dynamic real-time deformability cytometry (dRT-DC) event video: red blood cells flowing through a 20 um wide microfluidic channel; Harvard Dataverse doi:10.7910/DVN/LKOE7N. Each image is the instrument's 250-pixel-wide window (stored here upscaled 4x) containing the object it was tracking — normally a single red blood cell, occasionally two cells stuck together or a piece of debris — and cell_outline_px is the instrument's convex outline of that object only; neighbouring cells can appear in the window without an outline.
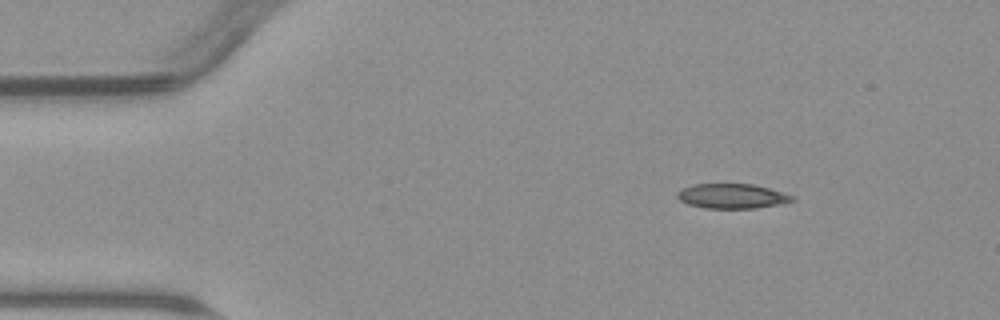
{"species": "common noctule bat (a hibernating species)", "species_latin": "Nyctalus noctula", "temperature_condition": "warm", "stored_images_in_passage": 4, "camera_frame_rate_fps": 3000, "um_per_image_px": 0.085, "animal": {"sex": "male", "body_mass_g": 23.1, "forearm_length_mm": 52.7}, "frame": {"image": 1, "passage_image": 1, "time_ms": 0.0, "image_size_px": [1000, 320], "cell_outline_px": [[796, 200], [780, 204], [756, 208], [704, 208], [688, 204], [680, 200], [676, 196], [676, 192], [692, 184], [752, 184], [768, 188], [796, 196]], "centroid_in_image_um": [62.24, 16.67], "position_along_channel_um": 22.8, "area_um2": 16.59}}
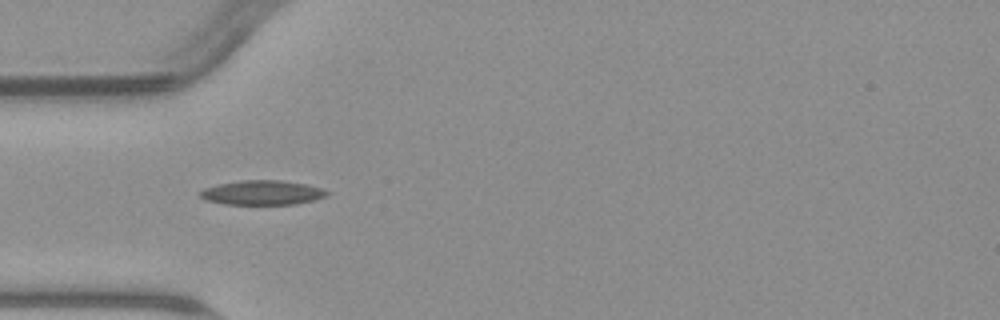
{"frame": {"image": 2, "passage_image": 3, "time_ms": 3.0, "image_size_px": [1000, 320], "cell_outline_px": [[328, 192], [324, 196], [312, 200], [296, 204], [224, 204], [208, 200], [200, 196], [200, 192], [204, 188], [216, 184], [240, 180], [280, 180], [308, 184], [320, 188]], "centroid_in_image_um": [22.26, 16.36], "position_along_channel_um": 62.7, "area_um2": 17.92}}
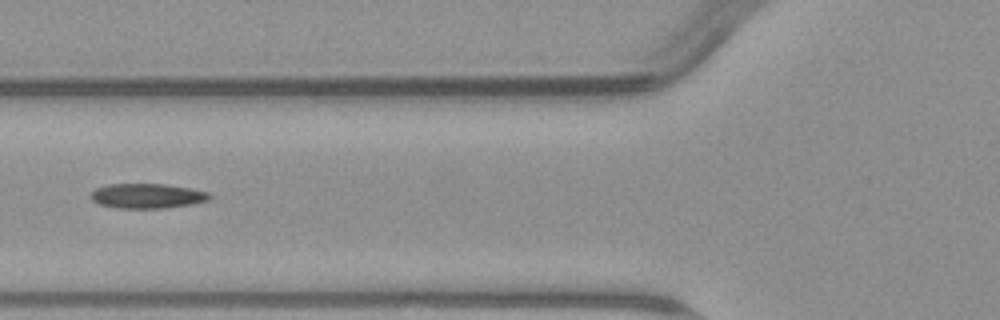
{"frame": {"image": 3, "passage_image": 4, "time_ms": 4.333, "image_size_px": [1000, 320], "cell_outline_px": [[212, 196], [208, 200], [192, 204], [164, 208], [116, 208], [100, 204], [92, 200], [92, 192], [96, 188], [108, 184], [164, 184], [188, 188], [208, 192]], "centroid_in_image_um": [12.51, 16.65], "position_along_channel_um": 113.3, "area_um2": 16.99}}